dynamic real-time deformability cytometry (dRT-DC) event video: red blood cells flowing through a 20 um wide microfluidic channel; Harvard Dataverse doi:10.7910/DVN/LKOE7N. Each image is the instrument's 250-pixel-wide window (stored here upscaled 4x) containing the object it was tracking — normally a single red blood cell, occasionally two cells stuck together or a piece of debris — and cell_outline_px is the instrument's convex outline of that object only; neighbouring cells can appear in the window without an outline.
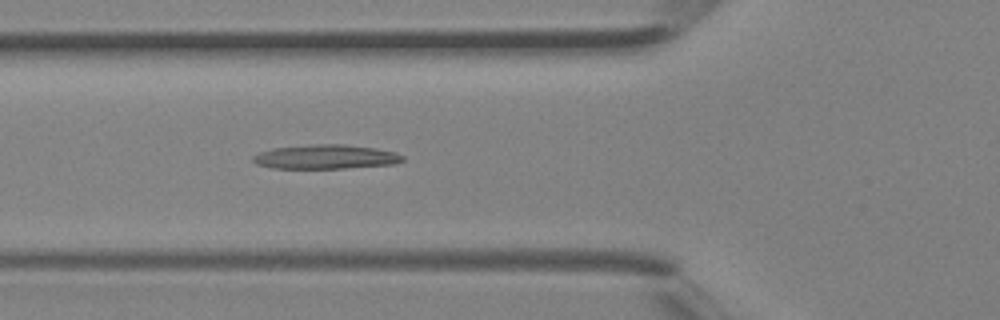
{"species": "Egyptian fruit bat (a non-hibernating species)", "species_latin": "Rousettus aegyptiacus", "temperature_condition": "room temperature", "stored_images_in_passage": 38, "camera_frame_rate_fps": 3000, "um_per_image_px": 0.085, "animal": {"sex": "female"}, "frame": {"image": 1, "passage_image": 13, "time_ms": 4.0, "image_size_px": [1000, 320], "cell_outline_px": [[404, 160], [392, 164], [344, 168], [272, 168], [256, 164], [252, 160], [252, 156], [260, 152], [272, 148], [312, 144], [344, 144], [376, 148], [396, 152], [404, 156]], "centroid_in_image_um": [27.67, 13.32], "position_along_channel_um": 98.1, "area_um2": 21.15}}
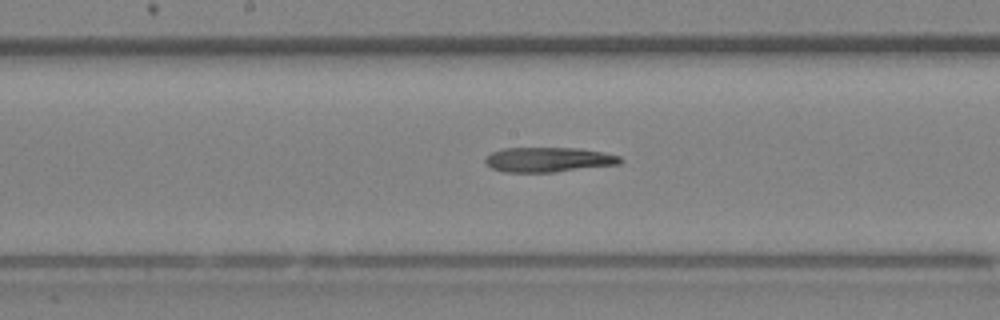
{"frame": {"image": 2, "passage_image": 19, "time_ms": 6.0, "image_size_px": [1000, 320], "cell_outline_px": [[624, 160], [620, 164], [556, 172], [504, 172], [492, 168], [484, 164], [484, 156], [492, 152], [504, 148], [580, 148], [604, 152], [620, 156]], "centroid_in_image_um": [46.61, 13.57], "position_along_channel_um": 201.6, "area_um2": 19.77}}
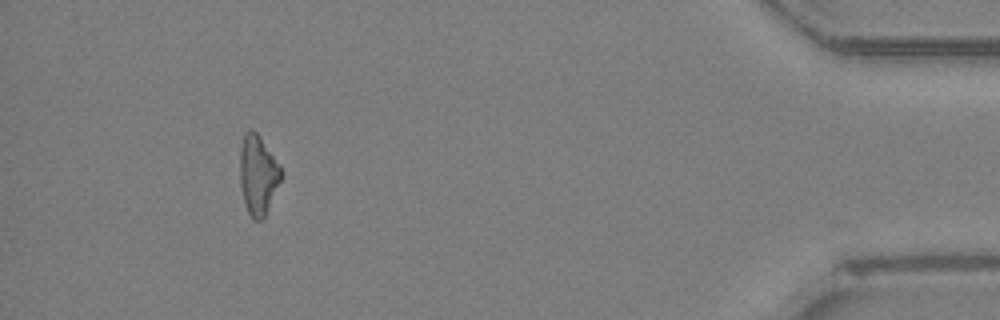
{"frame": {"image": 3, "passage_image": 35, "time_ms": 11.333, "image_size_px": [1000, 320], "cell_outline_px": [[280, 180], [264, 220], [252, 220], [244, 204], [240, 188], [240, 144], [244, 132], [248, 128], [252, 128], [260, 136], [280, 164]], "centroid_in_image_um": [21.89, 14.85], "position_along_channel_um": 413.3, "area_um2": 19.36}}